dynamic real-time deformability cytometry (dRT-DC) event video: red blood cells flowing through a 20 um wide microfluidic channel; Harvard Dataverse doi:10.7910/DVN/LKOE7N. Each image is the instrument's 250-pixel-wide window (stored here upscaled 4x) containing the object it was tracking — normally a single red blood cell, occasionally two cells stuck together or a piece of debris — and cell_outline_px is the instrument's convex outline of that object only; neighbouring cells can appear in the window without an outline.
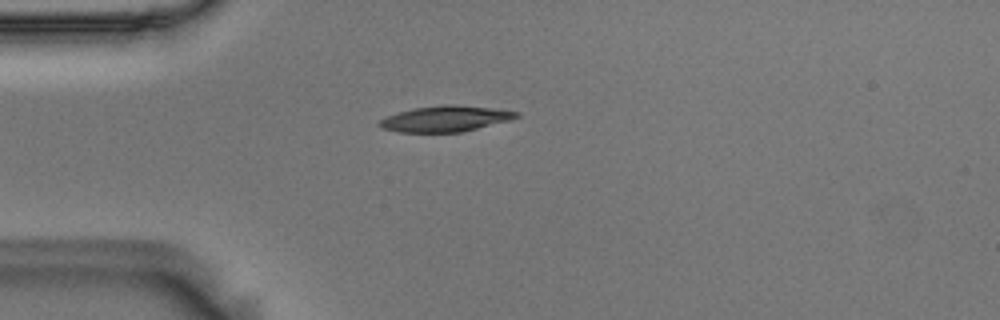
{"species": "Egyptian fruit bat (a non-hibernating species)", "species_latin": "Rousettus aegyptiacus", "temperature_condition": "room temperature", "stored_images_in_passage": 42, "camera_frame_rate_fps": 3000, "um_per_image_px": 0.085, "animal": {"sex": "male"}, "frame": {"image": 1, "passage_image": 1, "time_ms": 0.0, "image_size_px": [1000, 320], "cell_outline_px": [[520, 116], [512, 120], [460, 132], [400, 132], [380, 128], [376, 124], [380, 120], [388, 116], [400, 112], [416, 108], [444, 104], [456, 104], [520, 112]], "centroid_in_image_um": [37.87, 10.1], "position_along_channel_um": 47.1, "area_um2": 20.46}}
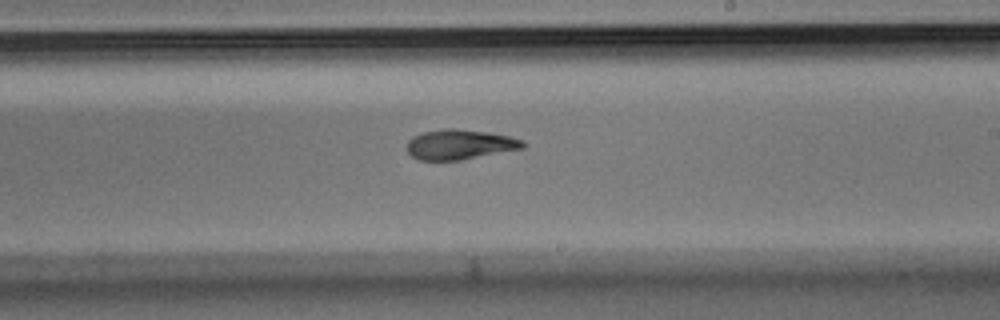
{"frame": {"image": 2, "passage_image": 19, "time_ms": 6.0, "image_size_px": [1000, 320], "cell_outline_px": [[524, 148], [460, 160], [420, 160], [412, 156], [408, 152], [408, 140], [412, 136], [424, 132], [444, 128], [452, 128], [488, 132], [508, 136], [524, 140]], "centroid_in_image_um": [39.07, 12.28], "position_along_channel_um": 249.9, "area_um2": 20.11}}
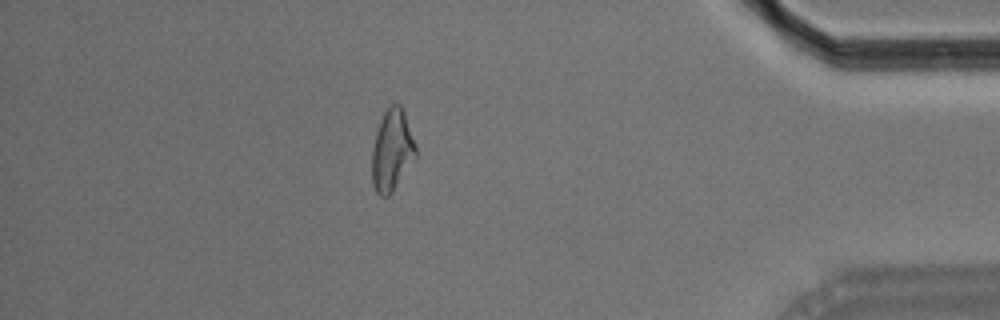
{"frame": {"image": 3, "passage_image": 35, "time_ms": 11.333, "image_size_px": [1000, 320], "cell_outline_px": [[416, 156], [392, 192], [388, 196], [380, 196], [376, 192], [372, 184], [372, 148], [376, 132], [380, 120], [384, 112], [392, 104], [400, 104], [404, 108], [416, 144]], "centroid_in_image_um": [33.32, 12.75], "position_along_channel_um": 401.9, "area_um2": 20.87}, "authors_computed_cell_mechanics": {"area_um2": 20.6346, "velocity_mm_per_s": 3.6069, "shape_relaxation_time_tau1_ms": 5.611, "shape_relaxation_time_tau2_ms": 2.7421, "deformation_change_tau1": 0.1832, "deformation_change_tau2": 0.0984}}